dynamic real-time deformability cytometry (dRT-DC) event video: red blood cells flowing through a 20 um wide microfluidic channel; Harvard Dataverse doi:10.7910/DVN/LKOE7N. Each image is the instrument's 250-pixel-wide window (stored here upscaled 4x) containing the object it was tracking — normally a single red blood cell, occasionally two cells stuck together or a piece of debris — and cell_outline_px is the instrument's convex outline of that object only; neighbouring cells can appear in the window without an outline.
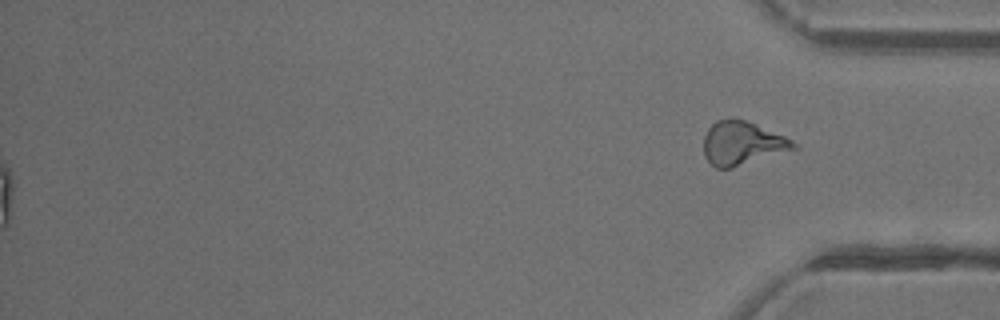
{"species": "common noctule bat (a hibernating species)", "species_latin": "Nyctalus noctula", "temperature_condition": "warm", "stored_images_in_passage": 48, "segment_of_instrument_passage": [2, 2], "camera_frame_rate_fps": 3000, "um_per_image_px": 0.085, "animal": {"sex": "female"}, "frame": {"image": 1, "passage_image": 48, "time_ms": 15.667, "image_size_px": [1000, 320], "cell_outline_px": [[800, 148], [732, 168], [716, 168], [704, 156], [704, 136], [708, 128], [716, 120], [732, 116], [736, 116], [756, 124], [784, 136], [800, 144]], "centroid_in_image_um": [63.11, 12.15], "position_along_channel_um": 372.1, "area_um2": 23.29}}